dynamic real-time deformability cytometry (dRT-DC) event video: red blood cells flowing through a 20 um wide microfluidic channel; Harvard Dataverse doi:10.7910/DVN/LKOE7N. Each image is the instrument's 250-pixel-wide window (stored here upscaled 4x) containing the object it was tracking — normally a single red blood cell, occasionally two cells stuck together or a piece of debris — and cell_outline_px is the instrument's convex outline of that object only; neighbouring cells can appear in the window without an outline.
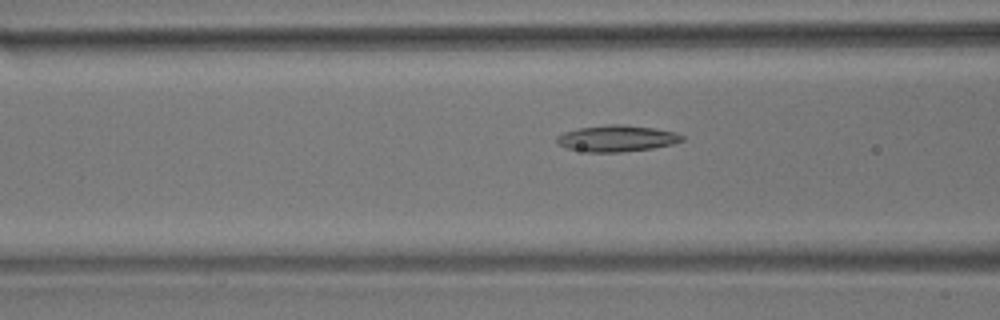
{"species": "common noctule bat (a hibernating species)", "species_latin": "Nyctalus noctula", "temperature_condition": "room temperature", "stored_images_in_passage": 44, "camera_frame_rate_fps": 3000, "um_per_image_px": 0.085, "animal": {"sex": "male", "body_mass_g": 17.9}, "frame": {"image": 1, "passage_image": 10, "time_ms": 3.0, "image_size_px": [1000, 320], "cell_outline_px": [[684, 140], [672, 144], [652, 148], [620, 152], [588, 152], [568, 148], [556, 144], [556, 136], [564, 132], [580, 128], [608, 124], [624, 124], [652, 128], [676, 132], [684, 136]], "centroid_in_image_um": [52.42, 11.76], "position_along_channel_um": 114.2, "area_um2": 19.19}}
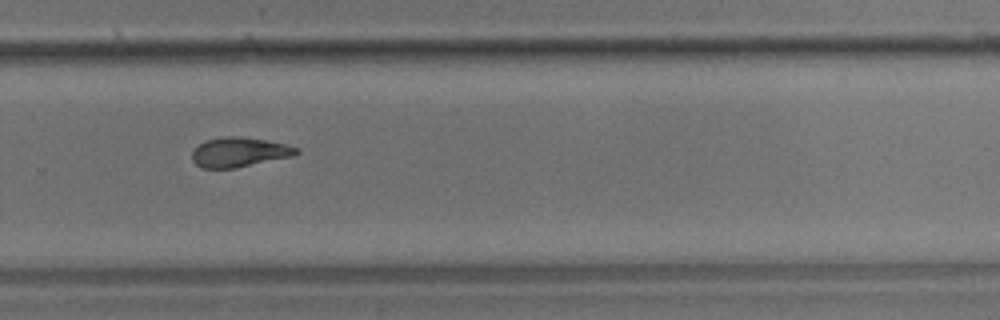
{"frame": {"image": 2, "passage_image": 26, "time_ms": 8.333, "image_size_px": [1000, 320], "cell_outline_px": [[300, 152], [292, 156], [236, 168], [200, 168], [192, 160], [192, 152], [204, 140], [224, 136], [236, 136], [264, 140], [284, 144], [296, 148]], "centroid_in_image_um": [20.29, 12.94], "position_along_channel_um": 309.5, "area_um2": 17.8}}
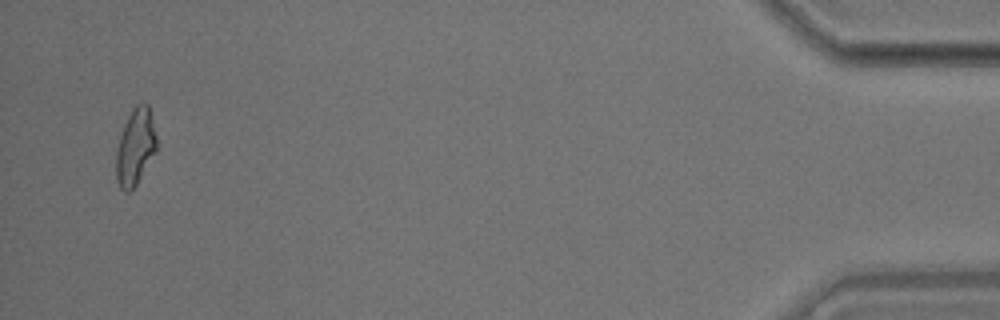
{"frame": {"image": 3, "passage_image": 42, "time_ms": 13.667, "image_size_px": [1000, 320], "cell_outline_px": [[156, 152], [136, 184], [128, 192], [124, 192], [120, 188], [116, 176], [116, 152], [120, 136], [124, 124], [132, 108], [136, 104], [148, 104], [156, 136]], "centroid_in_image_um": [11.49, 12.49], "position_along_channel_um": 423.7, "area_um2": 17.8}, "authors_computed_cell_mechanics": {"area_um2": 18.2937, "velocity_mm_per_s": 3.6679, "shape_relaxation_time_tau1_ms": null, "shape_relaxation_time_tau2_ms": 3.3003, "deformation_change_tau1": null, "deformation_change_tau2": 0.1107}}